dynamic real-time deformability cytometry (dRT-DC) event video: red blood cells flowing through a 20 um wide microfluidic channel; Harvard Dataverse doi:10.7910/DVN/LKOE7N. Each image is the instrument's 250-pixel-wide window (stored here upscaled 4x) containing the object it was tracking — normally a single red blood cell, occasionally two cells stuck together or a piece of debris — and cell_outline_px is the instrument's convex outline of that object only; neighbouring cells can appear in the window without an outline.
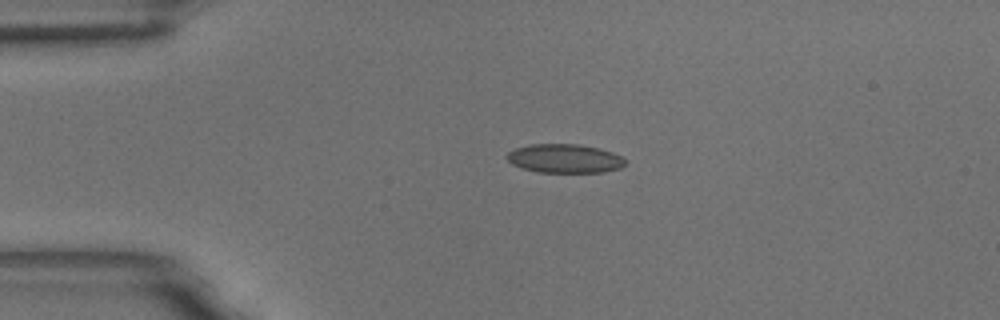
{"species": "common noctule bat (a hibernating species)", "species_latin": "Nyctalus noctula", "temperature_condition": "room temperature", "stored_images_in_passage": 2, "camera_frame_rate_fps": 3000, "um_per_image_px": 0.085, "animal": {"sex": "male", "body_mass_g": 18.8}, "frame": {"image": 1, "passage_image": 1, "time_ms": 0.0, "image_size_px": [1000, 320], "cell_outline_px": [[628, 160], [620, 168], [604, 172], [540, 172], [524, 168], [512, 164], [508, 160], [508, 152], [516, 148], [528, 144], [580, 144], [600, 148], [612, 152]], "centroid_in_image_um": [48.03, 13.46], "position_along_channel_um": 37.0, "area_um2": 19.83}}